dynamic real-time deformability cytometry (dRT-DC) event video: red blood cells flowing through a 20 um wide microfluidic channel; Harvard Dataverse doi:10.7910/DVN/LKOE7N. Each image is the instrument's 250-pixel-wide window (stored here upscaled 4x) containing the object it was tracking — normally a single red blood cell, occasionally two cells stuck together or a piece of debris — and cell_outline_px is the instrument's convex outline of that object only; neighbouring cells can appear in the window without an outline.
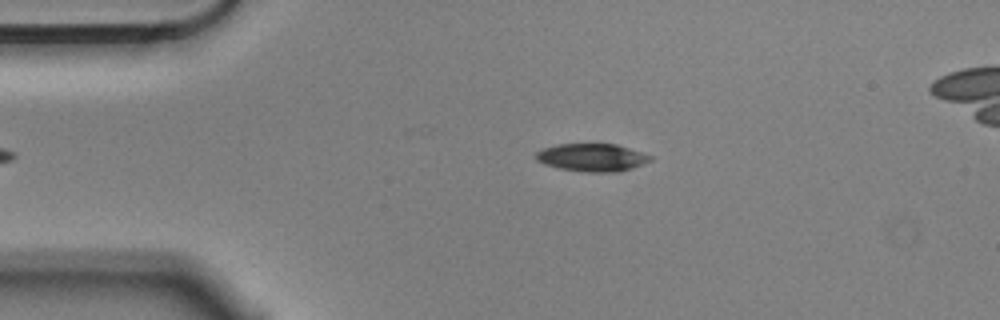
{"species": "Egyptian fruit bat (a non-hibernating species)", "species_latin": "Rousettus aegyptiacus", "temperature_condition": "cold", "stored_images_in_passage": 3, "camera_frame_rate_fps": 3000, "um_per_image_px": 0.085, "animal": {"sex": "male"}, "frame": {"image": 1, "passage_image": 1, "time_ms": 0.0, "image_size_px": [1000, 320], "cell_outline_px": [[652, 160], [632, 168], [616, 172], [588, 172], [560, 168], [544, 164], [536, 160], [536, 152], [544, 148], [556, 144], [616, 144], [652, 156]], "centroid_in_image_um": [50.31, 13.38], "position_along_channel_um": 34.7, "area_um2": 18.32}}